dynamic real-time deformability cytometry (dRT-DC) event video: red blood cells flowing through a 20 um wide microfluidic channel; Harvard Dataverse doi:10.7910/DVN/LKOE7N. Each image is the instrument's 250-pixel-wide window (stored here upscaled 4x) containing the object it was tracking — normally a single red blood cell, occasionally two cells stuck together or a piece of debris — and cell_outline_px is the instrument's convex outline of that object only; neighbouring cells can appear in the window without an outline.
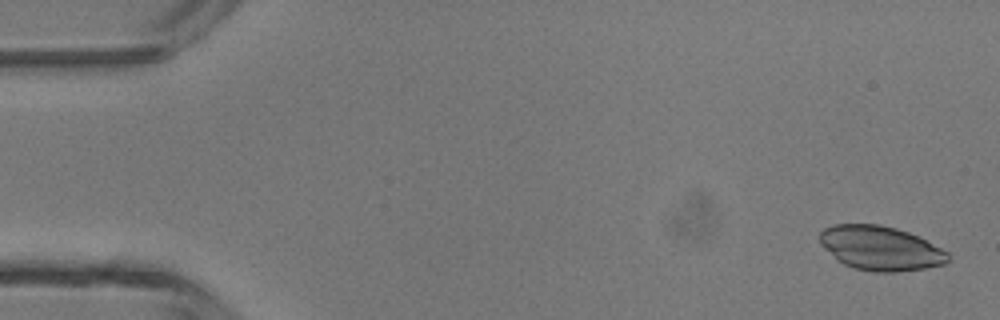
{"species": "common noctule bat (a hibernating species)", "species_latin": "Nyctalus noctula", "temperature_condition": "room temperature", "stored_images_in_passage": 48, "camera_frame_rate_fps": 3000, "um_per_image_px": 0.085, "animal": {"sex": "male", "body_mass_g": 13.3}, "frame": {"image": 1, "passage_image": 2, "time_ms": 0.333, "image_size_px": [1000, 320], "cell_outline_px": [[948, 260], [944, 264], [924, 268], [896, 272], [876, 272], [852, 268], [836, 260], [820, 244], [820, 232], [824, 228], [832, 224], [880, 224], [896, 228], [920, 236], [948, 252]], "centroid_in_image_um": [74.82, 21.09], "position_along_channel_um": 10.2, "area_um2": 33.29}}
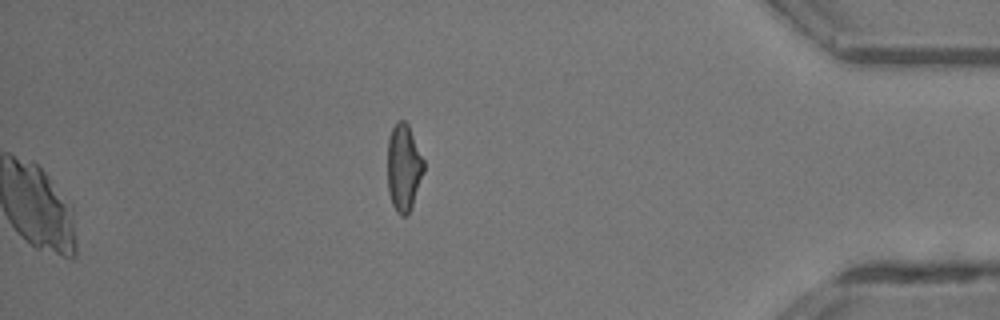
{"frame": {"image": 2, "passage_image": 48, "time_ms": 15.667, "image_size_px": [1000, 320], "cell_outline_px": [[424, 172], [408, 216], [400, 216], [396, 212], [392, 204], [388, 192], [388, 140], [392, 128], [396, 120], [404, 120], [408, 124], [424, 160]], "centroid_in_image_um": [34.31, 14.25], "position_along_channel_um": 400.9, "area_um2": 18.5}}